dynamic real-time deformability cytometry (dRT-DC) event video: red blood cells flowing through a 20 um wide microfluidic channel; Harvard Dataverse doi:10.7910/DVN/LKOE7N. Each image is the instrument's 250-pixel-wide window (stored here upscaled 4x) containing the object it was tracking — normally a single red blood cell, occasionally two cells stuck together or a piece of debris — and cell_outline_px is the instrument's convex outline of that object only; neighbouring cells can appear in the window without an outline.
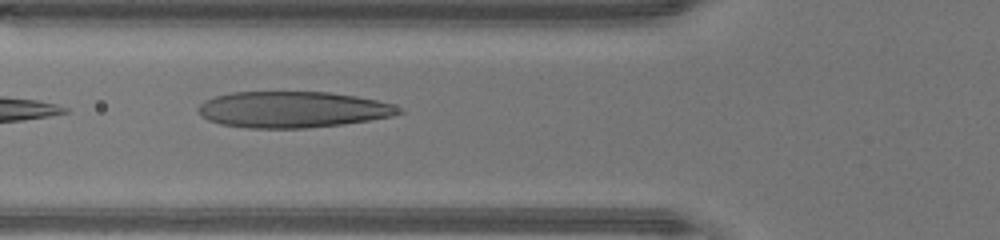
{"species": "human", "species_latin": "Homo sapiens", "temperature_condition": "warm", "stored_images_in_passage": 6, "camera_frame_rate_fps": 3000, "um_per_image_px": 0.085, "donor": {"sex": "male"}, "frame": {"image": 1, "passage_image": 3, "time_ms": 0.667, "image_size_px": [1000, 240], "cell_outline_px": [[404, 112], [392, 116], [344, 124], [304, 128], [248, 128], [220, 124], [208, 120], [200, 116], [196, 112], [196, 108], [204, 100], [216, 96], [232, 92], [328, 92], [356, 96], [376, 100], [392, 104], [404, 108]], "centroid_in_image_um": [24.85, 9.31], "position_along_channel_um": 100.9, "area_um2": 42.54}}
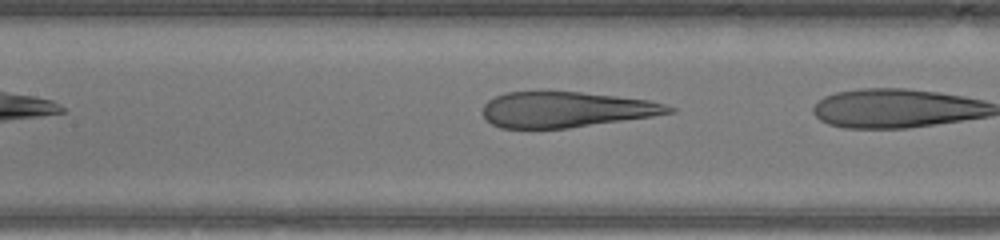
{"frame": {"image": 2, "passage_image": 5, "time_ms": 1.333, "image_size_px": [1000, 240], "cell_outline_px": [[676, 112], [652, 116], [568, 128], [500, 128], [492, 124], [480, 112], [484, 104], [488, 100], [496, 96], [508, 92], [580, 92], [616, 96], [648, 100], [664, 104], [676, 108]], "centroid_in_image_um": [48.1, 9.31], "position_along_channel_um": 159.3, "area_um2": 38.38}}